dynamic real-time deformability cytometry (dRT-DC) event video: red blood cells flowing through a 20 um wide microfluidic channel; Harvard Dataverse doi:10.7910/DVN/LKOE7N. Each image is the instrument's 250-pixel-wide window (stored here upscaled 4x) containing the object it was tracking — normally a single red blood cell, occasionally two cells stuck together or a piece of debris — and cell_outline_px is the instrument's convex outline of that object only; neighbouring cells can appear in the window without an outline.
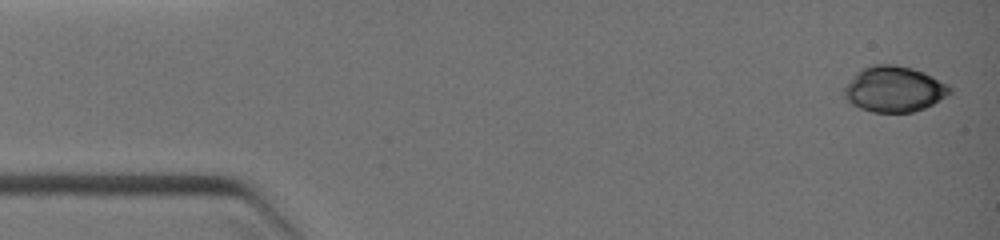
{"species": "common noctule bat (a hibernating species)", "species_latin": "Nyctalus noctula", "temperature_condition": "warm", "stored_images_in_passage": 19, "camera_frame_rate_fps": 3000, "um_per_image_px": 0.085, "animal": {"sex": "female", "body_mass_g": 19.0, "forearm_length_mm": 51.5}, "frame": {"image": 1, "passage_image": 1, "time_ms": 0.0, "image_size_px": [1000, 240], "cell_outline_px": [[952, 92], [948, 96], [924, 108], [912, 112], [872, 112], [860, 108], [852, 104], [844, 96], [844, 88], [864, 68], [872, 64], [888, 64], [908, 68], [924, 72], [948, 84], [952, 88]], "centroid_in_image_um": [76.05, 7.59], "position_along_channel_um": 9.0, "area_um2": 27.63}}
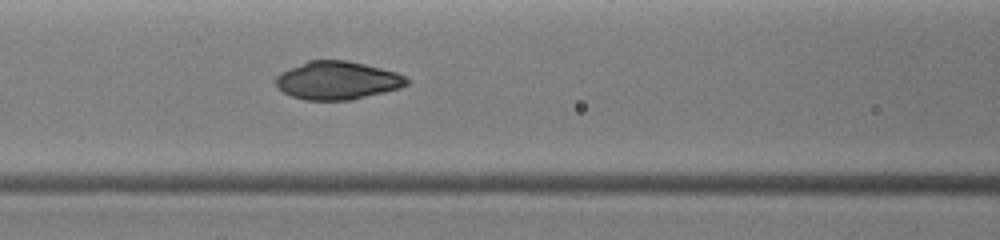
{"frame": {"image": 2, "passage_image": 9, "time_ms": 4.667, "image_size_px": [1000, 240], "cell_outline_px": [[408, 84], [400, 88], [352, 100], [304, 100], [292, 96], [284, 92], [276, 84], [276, 76], [280, 72], [308, 60], [348, 60], [396, 72], [404, 76], [408, 80]], "centroid_in_image_um": [28.67, 6.83], "position_along_channel_um": 137.9, "area_um2": 29.02}}
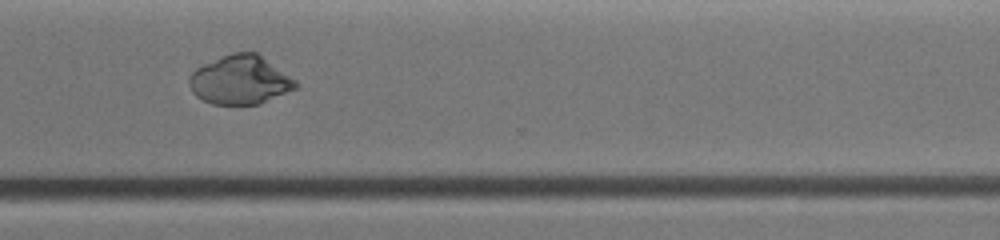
{"frame": {"image": 3, "passage_image": 16, "time_ms": 8.667, "image_size_px": [1000, 240], "cell_outline_px": [[300, 84], [296, 88], [260, 104], [212, 104], [196, 96], [192, 92], [188, 84], [188, 80], [192, 72], [196, 68], [220, 56], [232, 52], [256, 52], [296, 80]], "centroid_in_image_um": [20.4, 6.79], "position_along_channel_um": 350.2, "area_um2": 30.23}}